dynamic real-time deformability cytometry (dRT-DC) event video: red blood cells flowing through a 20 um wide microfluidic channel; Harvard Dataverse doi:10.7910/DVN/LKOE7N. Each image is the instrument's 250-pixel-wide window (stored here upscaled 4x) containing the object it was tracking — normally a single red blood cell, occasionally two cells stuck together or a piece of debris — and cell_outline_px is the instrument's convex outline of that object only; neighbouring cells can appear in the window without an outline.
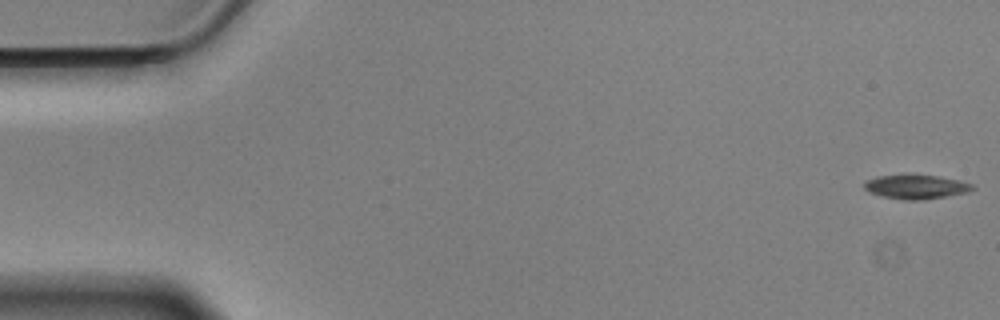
{"species": "Egyptian fruit bat (a non-hibernating species)", "species_latin": "Rousettus aegyptiacus", "temperature_condition": "cold", "stored_images_in_passage": 9, "camera_frame_rate_fps": 3000, "um_per_image_px": 0.085, "animal": {"sex": "male"}, "frame": {"image": 1, "passage_image": 1, "time_ms": 0.0, "image_size_px": [1000, 320], "cell_outline_px": [[976, 188], [968, 192], [920, 200], [904, 200], [884, 196], [872, 192], [864, 188], [864, 180], [876, 176], [936, 176], [960, 180], [972, 184]], "centroid_in_image_um": [77.88, 15.88], "position_along_channel_um": 7.1, "area_um2": 14.74}}